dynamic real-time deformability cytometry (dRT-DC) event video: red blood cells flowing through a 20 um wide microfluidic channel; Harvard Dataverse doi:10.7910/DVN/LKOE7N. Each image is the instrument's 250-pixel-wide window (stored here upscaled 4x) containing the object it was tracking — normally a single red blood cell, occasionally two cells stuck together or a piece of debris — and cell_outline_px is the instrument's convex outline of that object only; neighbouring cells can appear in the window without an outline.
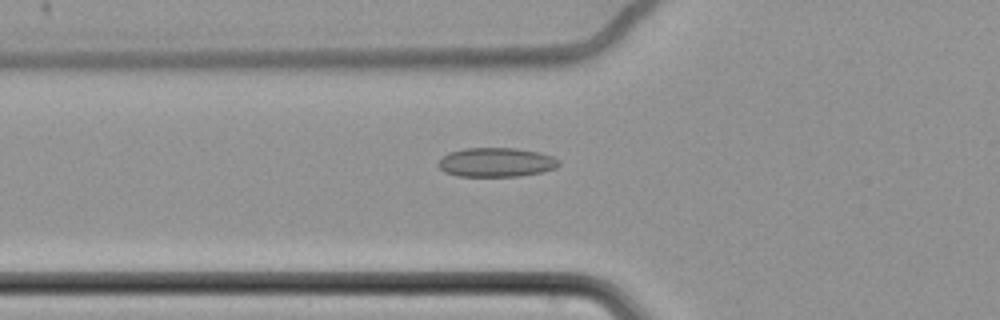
{"species": "common noctule bat (a hibernating species)", "species_latin": "Nyctalus noctula", "temperature_condition": "cold", "stored_images_in_passage": 45, "camera_frame_rate_fps": 3000, "um_per_image_px": 0.085, "animal": {"sex": "female", "body_mass_g": 22.7, "forearm_length_mm": 54.2}, "frame": {"image": 1, "passage_image": 7, "time_ms": 2.0, "image_size_px": [1000, 320], "cell_outline_px": [[560, 164], [556, 168], [544, 172], [520, 176], [456, 176], [444, 172], [436, 164], [448, 152], [464, 148], [516, 148], [540, 152], [552, 156], [560, 160]], "centroid_in_image_um": [42.19, 13.8], "position_along_channel_um": 83.6, "area_um2": 20.75}}
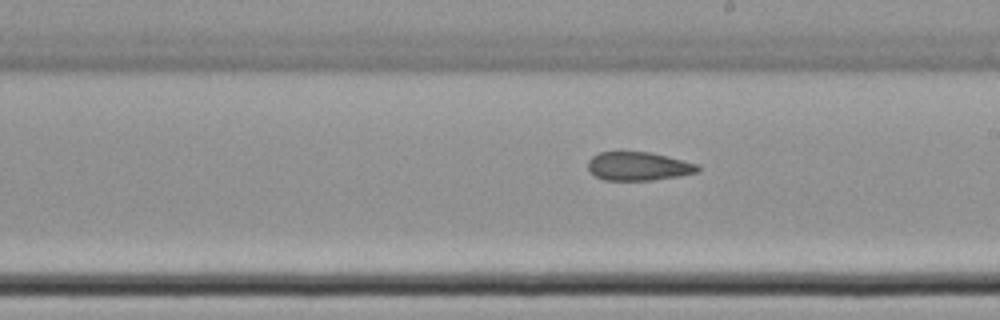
{"frame": {"image": 2, "passage_image": 20, "time_ms": 6.333, "image_size_px": [1000, 320], "cell_outline_px": [[700, 172], [680, 176], [652, 180], [604, 180], [588, 172], [588, 160], [592, 156], [600, 152], [652, 152], [700, 164]], "centroid_in_image_um": [54.3, 14.13], "position_along_channel_um": 234.7, "area_um2": 18.55}}
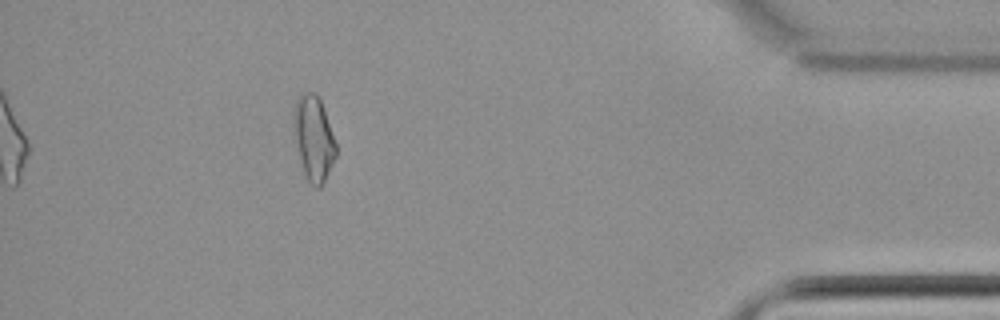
{"frame": {"image": 3, "passage_image": 39, "time_ms": 12.667, "image_size_px": [1000, 320], "cell_outline_px": [[336, 156], [320, 188], [316, 188], [308, 180], [304, 172], [300, 160], [292, 128], [292, 112], [296, 100], [304, 92], [316, 92], [320, 96], [336, 144]], "centroid_in_image_um": [26.63, 11.69], "position_along_channel_um": 408.6, "area_um2": 20.98}, "authors_computed_cell_mechanics": {"area_um2": 19.4208, "velocity_mm_per_s": 3.4873, "shape_relaxation_time_tau1_ms": null, "shape_relaxation_time_tau2_ms": 6.9615, "deformation_change_tau1": null, "deformation_change_tau2": 0.1419}}